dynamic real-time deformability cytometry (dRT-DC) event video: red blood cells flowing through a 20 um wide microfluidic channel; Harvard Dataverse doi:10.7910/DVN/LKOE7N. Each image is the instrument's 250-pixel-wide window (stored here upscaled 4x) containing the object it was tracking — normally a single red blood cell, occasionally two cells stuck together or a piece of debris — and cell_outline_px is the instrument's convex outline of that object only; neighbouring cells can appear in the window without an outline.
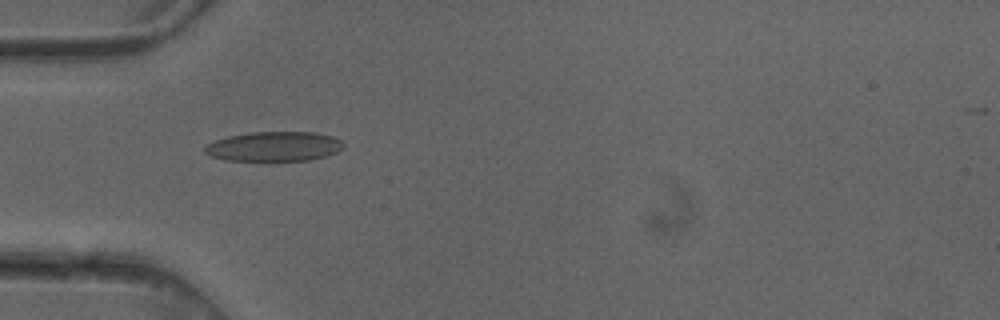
{"species": "common noctule bat (a hibernating species)", "species_latin": "Nyctalus noctula", "temperature_condition": "cold", "stored_images_in_passage": 5, "camera_frame_rate_fps": 3000, "um_per_image_px": 0.085, "animal": {"sex": "female"}, "frame": {"image": 1, "passage_image": 5, "time_ms": 1.333, "image_size_px": [1000, 320], "cell_outline_px": [[344, 148], [328, 156], [312, 160], [272, 164], [268, 164], [224, 160], [212, 156], [204, 152], [204, 144], [228, 136], [248, 132], [316, 132], [332, 136], [340, 140], [344, 144]], "centroid_in_image_um": [23.28, 12.51], "position_along_channel_um": 61.7, "area_um2": 25.43}}